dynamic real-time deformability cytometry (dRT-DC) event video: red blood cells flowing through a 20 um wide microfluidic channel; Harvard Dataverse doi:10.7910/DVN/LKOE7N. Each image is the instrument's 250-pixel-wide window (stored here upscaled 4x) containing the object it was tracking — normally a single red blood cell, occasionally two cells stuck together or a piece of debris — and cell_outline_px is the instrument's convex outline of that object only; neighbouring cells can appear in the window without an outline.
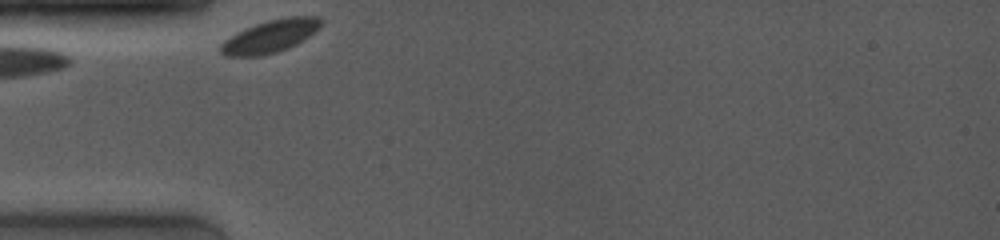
{"species": "common noctule bat (a hibernating species)", "species_latin": "Nyctalus noctula", "temperature_condition": "room temperature", "stored_images_in_passage": 23, "camera_frame_rate_fps": 4000, "um_per_image_px": 0.085, "animal": {"sex": "female", "body_mass_g": 19.0, "forearm_length_mm": 53.3}, "frame": {"image": 1, "passage_image": 1, "time_ms": 0.0, "image_size_px": [1000, 240], "cell_outline_px": [[324, 20], [320, 28], [296, 44], [288, 48], [276, 52], [260, 56], [228, 56], [220, 52], [220, 44], [224, 40], [244, 28], [268, 20], [284, 16], [320, 16]], "centroid_in_image_um": [23.0, 3.06], "position_along_channel_um": 62.0, "area_um2": 19.19}}
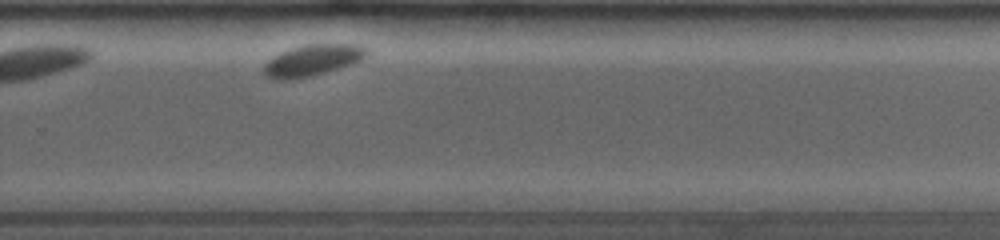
{"frame": {"image": 2, "passage_image": 17, "time_ms": 7.0, "image_size_px": [1000, 240], "cell_outline_px": [[372, 48], [360, 60], [352, 64], [312, 76], [288, 80], [276, 80], [268, 76], [264, 72], [264, 64], [272, 56], [280, 52], [292, 48], [308, 44], [360, 44]], "centroid_in_image_um": [26.59, 5.11], "position_along_channel_um": 303.2, "area_um2": 18.84}}
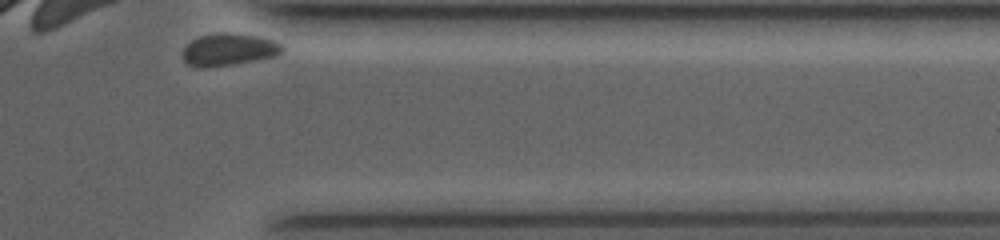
{"frame": {"image": 3, "passage_image": 23, "time_ms": 9.5, "image_size_px": [1000, 240], "cell_outline_px": [[284, 52], [276, 56], [228, 64], [200, 68], [188, 64], [184, 60], [184, 48], [192, 40], [200, 36], [216, 32], [228, 32], [260, 36], [272, 40], [280, 44], [284, 48]], "centroid_in_image_um": [19.46, 4.18], "position_along_channel_um": 391.9, "area_um2": 18.44}, "authors_computed_cell_mechanics": {"area_um2": 19.4786, "velocity_mm_per_s": 3.4879, "shape_relaxation_time_tau1_ms": 1.1489, "shape_relaxation_time_tau2_ms": null, "deformation_change_tau1": 0.0443, "deformation_change_tau2": null}}